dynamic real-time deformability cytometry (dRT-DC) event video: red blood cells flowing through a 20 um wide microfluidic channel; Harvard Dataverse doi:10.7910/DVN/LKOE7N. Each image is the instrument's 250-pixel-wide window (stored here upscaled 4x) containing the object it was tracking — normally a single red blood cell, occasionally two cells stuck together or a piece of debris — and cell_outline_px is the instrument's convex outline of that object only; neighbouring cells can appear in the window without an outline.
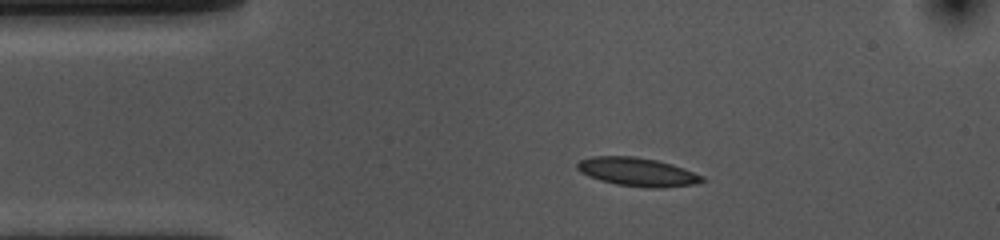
{"species": "common noctule bat (a hibernating species)", "species_latin": "Nyctalus noctula", "temperature_condition": "cold", "stored_images_in_passage": 52, "camera_frame_rate_fps": 3000, "um_per_image_px": 0.085, "animal": {"sex": "female", "body_mass_g": 10.0, "forearm_length_mm": 53.1}, "frame": {"image": 1, "passage_image": 8, "time_ms": 2.333, "image_size_px": [1000, 240], "cell_outline_px": [[708, 180], [696, 184], [656, 188], [648, 188], [616, 184], [600, 180], [588, 176], [580, 172], [576, 168], [576, 164], [580, 160], [592, 156], [636, 156], [656, 160], [672, 164], [684, 168], [704, 176]], "centroid_in_image_um": [54.19, 14.61], "position_along_channel_um": 30.8, "area_um2": 20.92}}
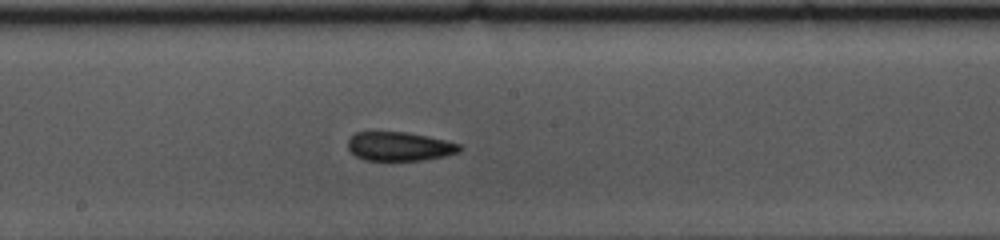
{"frame": {"image": 2, "passage_image": 26, "time_ms": 8.333, "image_size_px": [1000, 240], "cell_outline_px": [[464, 148], [460, 152], [444, 156], [424, 160], [364, 160], [356, 156], [348, 148], [348, 140], [356, 132], [404, 132], [428, 136], [460, 144]], "centroid_in_image_um": [33.98, 12.45], "position_along_channel_um": 214.2, "area_um2": 18.79}}
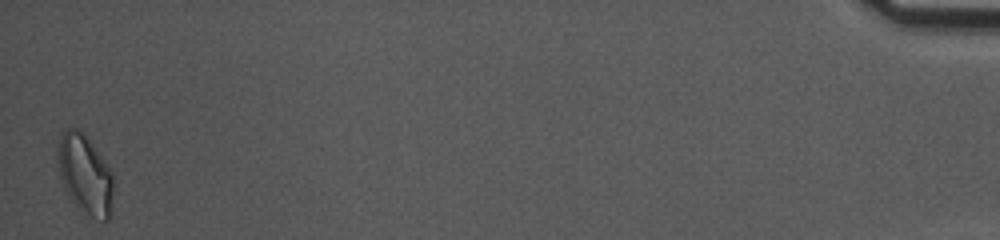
{"frame": {"image": 3, "passage_image": 52, "time_ms": 17.0, "image_size_px": [1000, 240], "cell_outline_px": [[112, 192], [108, 220], [104, 220], [92, 216], [80, 208], [72, 200], [64, 188], [60, 180], [56, 156], [56, 148], [60, 132], [64, 128], [80, 128], [84, 132], [112, 172]], "centroid_in_image_um": [7.16, 14.71], "position_along_channel_um": 428.0, "area_um2": 25.66}, "authors_computed_cell_mechanics": {"area_um2": 19.8543, "velocity_mm_per_s": 3.6208, "shape_relaxation_time_tau1_ms": 4.1042, "shape_relaxation_time_tau2_ms": 4.3547, "deformation_change_tau1": 0.1263, "deformation_change_tau2": 0.1017}}